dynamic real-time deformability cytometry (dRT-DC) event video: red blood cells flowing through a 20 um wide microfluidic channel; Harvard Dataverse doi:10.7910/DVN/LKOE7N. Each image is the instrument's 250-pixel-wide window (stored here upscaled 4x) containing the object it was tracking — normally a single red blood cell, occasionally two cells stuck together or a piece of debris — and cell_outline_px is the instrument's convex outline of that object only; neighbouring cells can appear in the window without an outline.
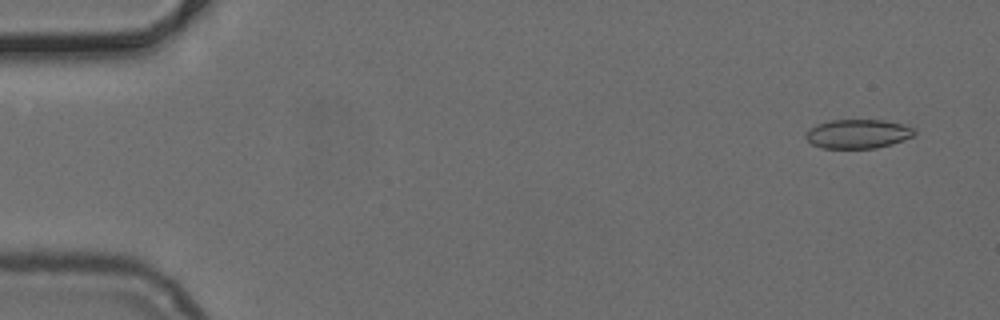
{"species": "common noctule bat (a hibernating species)", "species_latin": "Nyctalus noctula", "temperature_condition": "cold", "stored_images_in_passage": 51, "camera_frame_rate_fps": 3000, "um_per_image_px": 0.085, "animal": {"sex": "female", "body_mass_g": 24.6, "forearm_length_mm": 56.2}, "frame": {"image": 1, "passage_image": 3, "time_ms": 0.667, "image_size_px": [1000, 320], "cell_outline_px": [[916, 132], [912, 136], [892, 144], [876, 148], [820, 148], [812, 144], [804, 136], [808, 128], [816, 124], [832, 120], [884, 120], [916, 128]], "centroid_in_image_um": [72.89, 11.38], "position_along_channel_um": 12.1, "area_um2": 18.44}}
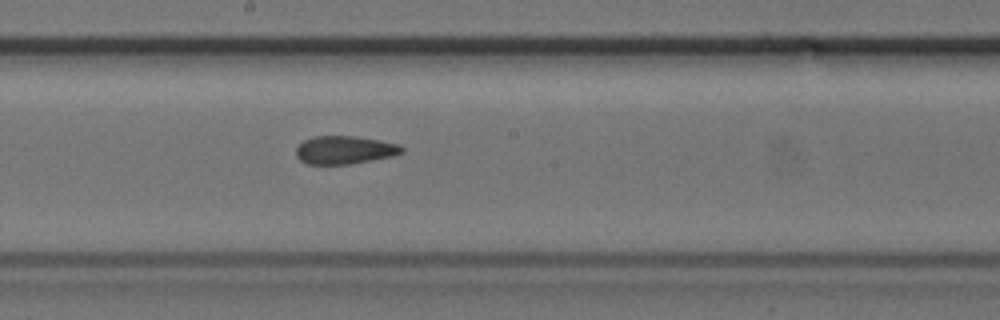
{"frame": {"image": 2, "passage_image": 28, "time_ms": 9.0, "image_size_px": [1000, 320], "cell_outline_px": [[404, 152], [392, 156], [352, 164], [308, 164], [300, 160], [296, 156], [296, 148], [304, 140], [312, 136], [356, 136], [380, 140], [400, 144], [404, 148]], "centroid_in_image_um": [29.31, 12.74], "position_along_channel_um": 218.9, "area_um2": 17.46}}
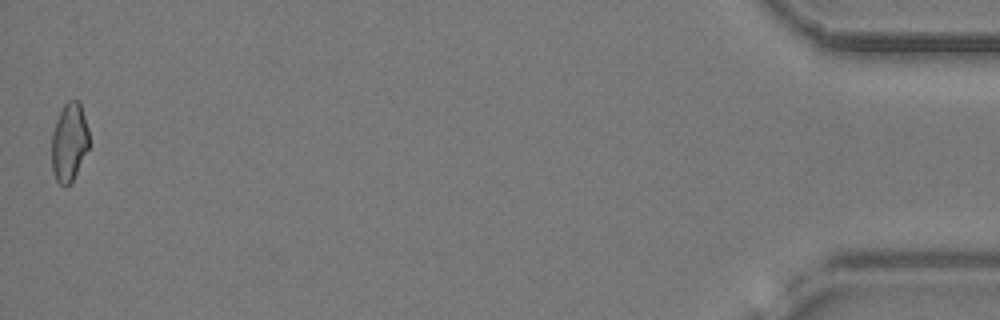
{"frame": {"image": 3, "passage_image": 51, "time_ms": 16.667, "image_size_px": [1000, 320], "cell_outline_px": [[88, 148], [72, 180], [64, 188], [56, 180], [52, 172], [52, 132], [56, 120], [64, 104], [68, 100], [80, 100], [88, 128]], "centroid_in_image_um": [5.87, 12.06], "position_along_channel_um": 429.3, "area_um2": 16.99}}